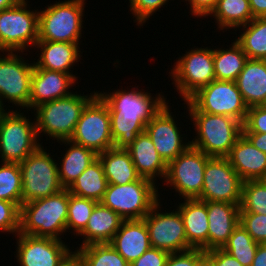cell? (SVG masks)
Here are the masks:
<instances>
[{"label": "cell", "instance_id": "6da1fadb", "mask_svg": "<svg viewBox=\"0 0 266 266\" xmlns=\"http://www.w3.org/2000/svg\"><path fill=\"white\" fill-rule=\"evenodd\" d=\"M134 89L97 93L109 108L114 148L126 149L139 133L145 131L147 123L167 103L160 93L152 97L145 90H138L137 87Z\"/></svg>", "mask_w": 266, "mask_h": 266}, {"label": "cell", "instance_id": "7a4b0ae2", "mask_svg": "<svg viewBox=\"0 0 266 266\" xmlns=\"http://www.w3.org/2000/svg\"><path fill=\"white\" fill-rule=\"evenodd\" d=\"M184 102L197 133L191 146L209 157H227L242 135L243 124L230 116L201 112L189 100Z\"/></svg>", "mask_w": 266, "mask_h": 266}, {"label": "cell", "instance_id": "3957f363", "mask_svg": "<svg viewBox=\"0 0 266 266\" xmlns=\"http://www.w3.org/2000/svg\"><path fill=\"white\" fill-rule=\"evenodd\" d=\"M69 191L27 202L20 207L19 233L61 240L67 232Z\"/></svg>", "mask_w": 266, "mask_h": 266}, {"label": "cell", "instance_id": "277c9868", "mask_svg": "<svg viewBox=\"0 0 266 266\" xmlns=\"http://www.w3.org/2000/svg\"><path fill=\"white\" fill-rule=\"evenodd\" d=\"M97 93H90L91 95L88 96L74 92L67 97L35 107L33 110H36L34 120H36L38 138L41 133H44L56 139L57 142L70 140L82 111Z\"/></svg>", "mask_w": 266, "mask_h": 266}, {"label": "cell", "instance_id": "5b68a950", "mask_svg": "<svg viewBox=\"0 0 266 266\" xmlns=\"http://www.w3.org/2000/svg\"><path fill=\"white\" fill-rule=\"evenodd\" d=\"M85 0L59 1L39 11L38 41L80 44Z\"/></svg>", "mask_w": 266, "mask_h": 266}, {"label": "cell", "instance_id": "8992f818", "mask_svg": "<svg viewBox=\"0 0 266 266\" xmlns=\"http://www.w3.org/2000/svg\"><path fill=\"white\" fill-rule=\"evenodd\" d=\"M155 184L143 177L125 185L108 184L101 203L123 220L143 219L160 200Z\"/></svg>", "mask_w": 266, "mask_h": 266}, {"label": "cell", "instance_id": "52a82bcc", "mask_svg": "<svg viewBox=\"0 0 266 266\" xmlns=\"http://www.w3.org/2000/svg\"><path fill=\"white\" fill-rule=\"evenodd\" d=\"M43 146L27 156L20 165L22 204L46 198L62 191L58 163Z\"/></svg>", "mask_w": 266, "mask_h": 266}, {"label": "cell", "instance_id": "ba28073f", "mask_svg": "<svg viewBox=\"0 0 266 266\" xmlns=\"http://www.w3.org/2000/svg\"><path fill=\"white\" fill-rule=\"evenodd\" d=\"M28 0L0 11V52L23 53L38 41L39 11L30 10ZM29 8V9H28Z\"/></svg>", "mask_w": 266, "mask_h": 266}, {"label": "cell", "instance_id": "9c48e42d", "mask_svg": "<svg viewBox=\"0 0 266 266\" xmlns=\"http://www.w3.org/2000/svg\"><path fill=\"white\" fill-rule=\"evenodd\" d=\"M35 121L18 110H9L0 121V158L2 162L21 163L35 152L39 143Z\"/></svg>", "mask_w": 266, "mask_h": 266}, {"label": "cell", "instance_id": "30bf717a", "mask_svg": "<svg viewBox=\"0 0 266 266\" xmlns=\"http://www.w3.org/2000/svg\"><path fill=\"white\" fill-rule=\"evenodd\" d=\"M180 56L170 76L176 91L183 101L188 100L199 89L207 86L215 79L213 49L193 48Z\"/></svg>", "mask_w": 266, "mask_h": 266}, {"label": "cell", "instance_id": "8fae6325", "mask_svg": "<svg viewBox=\"0 0 266 266\" xmlns=\"http://www.w3.org/2000/svg\"><path fill=\"white\" fill-rule=\"evenodd\" d=\"M70 140L97 155L114 147L109 108L98 95L82 111Z\"/></svg>", "mask_w": 266, "mask_h": 266}, {"label": "cell", "instance_id": "7c38bea8", "mask_svg": "<svg viewBox=\"0 0 266 266\" xmlns=\"http://www.w3.org/2000/svg\"><path fill=\"white\" fill-rule=\"evenodd\" d=\"M210 158L190 145L167 164L164 179L167 187L172 186L183 199H198L204 184V170Z\"/></svg>", "mask_w": 266, "mask_h": 266}, {"label": "cell", "instance_id": "4fadbf2b", "mask_svg": "<svg viewBox=\"0 0 266 266\" xmlns=\"http://www.w3.org/2000/svg\"><path fill=\"white\" fill-rule=\"evenodd\" d=\"M199 111L230 116L244 124L248 107L234 81L214 80L188 99Z\"/></svg>", "mask_w": 266, "mask_h": 266}, {"label": "cell", "instance_id": "5bb4252c", "mask_svg": "<svg viewBox=\"0 0 266 266\" xmlns=\"http://www.w3.org/2000/svg\"><path fill=\"white\" fill-rule=\"evenodd\" d=\"M160 200L143 218L152 248L169 253H181L193 249L188 243L182 217L178 209L161 212ZM160 209V210H159ZM160 211V212H159Z\"/></svg>", "mask_w": 266, "mask_h": 266}, {"label": "cell", "instance_id": "9a60e30c", "mask_svg": "<svg viewBox=\"0 0 266 266\" xmlns=\"http://www.w3.org/2000/svg\"><path fill=\"white\" fill-rule=\"evenodd\" d=\"M203 180L198 200L240 204L243 180L226 157H211L207 161Z\"/></svg>", "mask_w": 266, "mask_h": 266}, {"label": "cell", "instance_id": "2e32d148", "mask_svg": "<svg viewBox=\"0 0 266 266\" xmlns=\"http://www.w3.org/2000/svg\"><path fill=\"white\" fill-rule=\"evenodd\" d=\"M7 53L0 56V101L28 110L34 63H26L18 52Z\"/></svg>", "mask_w": 266, "mask_h": 266}, {"label": "cell", "instance_id": "e0dca14e", "mask_svg": "<svg viewBox=\"0 0 266 266\" xmlns=\"http://www.w3.org/2000/svg\"><path fill=\"white\" fill-rule=\"evenodd\" d=\"M168 104L166 103L145 127V131L166 164L191 145L190 141L186 142L187 140H183L181 137V131H179L177 121L170 112V105L168 106Z\"/></svg>", "mask_w": 266, "mask_h": 266}, {"label": "cell", "instance_id": "ac0fdd59", "mask_svg": "<svg viewBox=\"0 0 266 266\" xmlns=\"http://www.w3.org/2000/svg\"><path fill=\"white\" fill-rule=\"evenodd\" d=\"M16 258L20 266H58L71 251L63 240L17 233Z\"/></svg>", "mask_w": 266, "mask_h": 266}, {"label": "cell", "instance_id": "d6986e66", "mask_svg": "<svg viewBox=\"0 0 266 266\" xmlns=\"http://www.w3.org/2000/svg\"><path fill=\"white\" fill-rule=\"evenodd\" d=\"M78 77L59 71L38 68L34 64L31 91L29 98V111L35 107L56 99L71 95L69 89L75 85Z\"/></svg>", "mask_w": 266, "mask_h": 266}, {"label": "cell", "instance_id": "ffe728a7", "mask_svg": "<svg viewBox=\"0 0 266 266\" xmlns=\"http://www.w3.org/2000/svg\"><path fill=\"white\" fill-rule=\"evenodd\" d=\"M240 204L207 202L209 220L208 250L222 248L240 224Z\"/></svg>", "mask_w": 266, "mask_h": 266}, {"label": "cell", "instance_id": "44dd1931", "mask_svg": "<svg viewBox=\"0 0 266 266\" xmlns=\"http://www.w3.org/2000/svg\"><path fill=\"white\" fill-rule=\"evenodd\" d=\"M110 244L129 263L151 248L144 219L123 220Z\"/></svg>", "mask_w": 266, "mask_h": 266}, {"label": "cell", "instance_id": "7402d4cb", "mask_svg": "<svg viewBox=\"0 0 266 266\" xmlns=\"http://www.w3.org/2000/svg\"><path fill=\"white\" fill-rule=\"evenodd\" d=\"M177 209L183 220L187 243L193 249L208 251L207 201L184 199Z\"/></svg>", "mask_w": 266, "mask_h": 266}, {"label": "cell", "instance_id": "603a6c76", "mask_svg": "<svg viewBox=\"0 0 266 266\" xmlns=\"http://www.w3.org/2000/svg\"><path fill=\"white\" fill-rule=\"evenodd\" d=\"M243 181L259 180L266 174V154L242 134L226 157Z\"/></svg>", "mask_w": 266, "mask_h": 266}, {"label": "cell", "instance_id": "cb8c5ba5", "mask_svg": "<svg viewBox=\"0 0 266 266\" xmlns=\"http://www.w3.org/2000/svg\"><path fill=\"white\" fill-rule=\"evenodd\" d=\"M132 158L138 174L156 182V177L165 179L167 164L160 157L146 131L139 133L136 139L126 148Z\"/></svg>", "mask_w": 266, "mask_h": 266}, {"label": "cell", "instance_id": "d4e9b609", "mask_svg": "<svg viewBox=\"0 0 266 266\" xmlns=\"http://www.w3.org/2000/svg\"><path fill=\"white\" fill-rule=\"evenodd\" d=\"M235 82L248 108L266 105V60L248 59Z\"/></svg>", "mask_w": 266, "mask_h": 266}, {"label": "cell", "instance_id": "484cf974", "mask_svg": "<svg viewBox=\"0 0 266 266\" xmlns=\"http://www.w3.org/2000/svg\"><path fill=\"white\" fill-rule=\"evenodd\" d=\"M122 222L123 219L115 211L98 202L91 213L86 228L78 235L84 238L80 247L110 243Z\"/></svg>", "mask_w": 266, "mask_h": 266}, {"label": "cell", "instance_id": "4316f807", "mask_svg": "<svg viewBox=\"0 0 266 266\" xmlns=\"http://www.w3.org/2000/svg\"><path fill=\"white\" fill-rule=\"evenodd\" d=\"M80 44L68 42L37 41L40 56L34 64L38 68L73 74L69 70L81 57ZM80 52V53H79Z\"/></svg>", "mask_w": 266, "mask_h": 266}, {"label": "cell", "instance_id": "83f0119b", "mask_svg": "<svg viewBox=\"0 0 266 266\" xmlns=\"http://www.w3.org/2000/svg\"><path fill=\"white\" fill-rule=\"evenodd\" d=\"M97 157L108 184L125 185L141 178L127 149L113 147L99 153Z\"/></svg>", "mask_w": 266, "mask_h": 266}, {"label": "cell", "instance_id": "f1b7e54d", "mask_svg": "<svg viewBox=\"0 0 266 266\" xmlns=\"http://www.w3.org/2000/svg\"><path fill=\"white\" fill-rule=\"evenodd\" d=\"M66 144L67 151L58 164L59 180L64 189H67L74 180L86 170V168L97 158V154L82 145L71 140H61L59 143ZM68 145V146H67ZM61 166V167H60Z\"/></svg>", "mask_w": 266, "mask_h": 266}, {"label": "cell", "instance_id": "f546056e", "mask_svg": "<svg viewBox=\"0 0 266 266\" xmlns=\"http://www.w3.org/2000/svg\"><path fill=\"white\" fill-rule=\"evenodd\" d=\"M108 187L103 166L97 157L67 190L76 196L101 202Z\"/></svg>", "mask_w": 266, "mask_h": 266}, {"label": "cell", "instance_id": "4dcf8cb0", "mask_svg": "<svg viewBox=\"0 0 266 266\" xmlns=\"http://www.w3.org/2000/svg\"><path fill=\"white\" fill-rule=\"evenodd\" d=\"M247 60L248 57L237 41L226 50L213 48L215 79L235 82Z\"/></svg>", "mask_w": 266, "mask_h": 266}, {"label": "cell", "instance_id": "1f68e13d", "mask_svg": "<svg viewBox=\"0 0 266 266\" xmlns=\"http://www.w3.org/2000/svg\"><path fill=\"white\" fill-rule=\"evenodd\" d=\"M216 19L217 29H239L248 24L254 17L250 10L249 0H217L209 16Z\"/></svg>", "mask_w": 266, "mask_h": 266}, {"label": "cell", "instance_id": "d6a6232c", "mask_svg": "<svg viewBox=\"0 0 266 266\" xmlns=\"http://www.w3.org/2000/svg\"><path fill=\"white\" fill-rule=\"evenodd\" d=\"M235 40L240 44L248 59L266 60V17L253 18Z\"/></svg>", "mask_w": 266, "mask_h": 266}, {"label": "cell", "instance_id": "836d02e7", "mask_svg": "<svg viewBox=\"0 0 266 266\" xmlns=\"http://www.w3.org/2000/svg\"><path fill=\"white\" fill-rule=\"evenodd\" d=\"M259 244L239 224L221 248L236 258L243 266H251Z\"/></svg>", "mask_w": 266, "mask_h": 266}, {"label": "cell", "instance_id": "e575fe53", "mask_svg": "<svg viewBox=\"0 0 266 266\" xmlns=\"http://www.w3.org/2000/svg\"><path fill=\"white\" fill-rule=\"evenodd\" d=\"M85 266H130L110 243L77 247Z\"/></svg>", "mask_w": 266, "mask_h": 266}, {"label": "cell", "instance_id": "d590c367", "mask_svg": "<svg viewBox=\"0 0 266 266\" xmlns=\"http://www.w3.org/2000/svg\"><path fill=\"white\" fill-rule=\"evenodd\" d=\"M0 200L22 205V178L19 163L1 162Z\"/></svg>", "mask_w": 266, "mask_h": 266}, {"label": "cell", "instance_id": "8d00e7d4", "mask_svg": "<svg viewBox=\"0 0 266 266\" xmlns=\"http://www.w3.org/2000/svg\"><path fill=\"white\" fill-rule=\"evenodd\" d=\"M97 203L95 200L79 197L69 192L67 232L73 230L74 236L79 235L86 228Z\"/></svg>", "mask_w": 266, "mask_h": 266}, {"label": "cell", "instance_id": "74e56055", "mask_svg": "<svg viewBox=\"0 0 266 266\" xmlns=\"http://www.w3.org/2000/svg\"><path fill=\"white\" fill-rule=\"evenodd\" d=\"M240 212L266 215V185L259 180L243 181Z\"/></svg>", "mask_w": 266, "mask_h": 266}, {"label": "cell", "instance_id": "f35d334b", "mask_svg": "<svg viewBox=\"0 0 266 266\" xmlns=\"http://www.w3.org/2000/svg\"><path fill=\"white\" fill-rule=\"evenodd\" d=\"M240 225L258 244H266V215L240 212Z\"/></svg>", "mask_w": 266, "mask_h": 266}, {"label": "cell", "instance_id": "ab89813d", "mask_svg": "<svg viewBox=\"0 0 266 266\" xmlns=\"http://www.w3.org/2000/svg\"><path fill=\"white\" fill-rule=\"evenodd\" d=\"M20 207L13 202L0 200V231L19 233Z\"/></svg>", "mask_w": 266, "mask_h": 266}, {"label": "cell", "instance_id": "60d3db41", "mask_svg": "<svg viewBox=\"0 0 266 266\" xmlns=\"http://www.w3.org/2000/svg\"><path fill=\"white\" fill-rule=\"evenodd\" d=\"M130 12H132L137 26H142L149 18L154 15L169 0H129Z\"/></svg>", "mask_w": 266, "mask_h": 266}, {"label": "cell", "instance_id": "b9f144b4", "mask_svg": "<svg viewBox=\"0 0 266 266\" xmlns=\"http://www.w3.org/2000/svg\"><path fill=\"white\" fill-rule=\"evenodd\" d=\"M242 132L266 133V105L248 108Z\"/></svg>", "mask_w": 266, "mask_h": 266}, {"label": "cell", "instance_id": "7bdbcfd3", "mask_svg": "<svg viewBox=\"0 0 266 266\" xmlns=\"http://www.w3.org/2000/svg\"><path fill=\"white\" fill-rule=\"evenodd\" d=\"M206 257L202 249H191L181 253H170L165 266H200Z\"/></svg>", "mask_w": 266, "mask_h": 266}, {"label": "cell", "instance_id": "ee69618b", "mask_svg": "<svg viewBox=\"0 0 266 266\" xmlns=\"http://www.w3.org/2000/svg\"><path fill=\"white\" fill-rule=\"evenodd\" d=\"M169 254L165 250L151 247L137 260L133 261L130 266H165Z\"/></svg>", "mask_w": 266, "mask_h": 266}, {"label": "cell", "instance_id": "f6af8a7d", "mask_svg": "<svg viewBox=\"0 0 266 266\" xmlns=\"http://www.w3.org/2000/svg\"><path fill=\"white\" fill-rule=\"evenodd\" d=\"M206 258L214 266H243L236 258L225 252L221 248H214L205 251Z\"/></svg>", "mask_w": 266, "mask_h": 266}, {"label": "cell", "instance_id": "bcb514c9", "mask_svg": "<svg viewBox=\"0 0 266 266\" xmlns=\"http://www.w3.org/2000/svg\"><path fill=\"white\" fill-rule=\"evenodd\" d=\"M189 2L190 12L195 17H206L214 10L217 0H185Z\"/></svg>", "mask_w": 266, "mask_h": 266}, {"label": "cell", "instance_id": "7dc6e473", "mask_svg": "<svg viewBox=\"0 0 266 266\" xmlns=\"http://www.w3.org/2000/svg\"><path fill=\"white\" fill-rule=\"evenodd\" d=\"M254 147L266 154V133L242 132Z\"/></svg>", "mask_w": 266, "mask_h": 266}, {"label": "cell", "instance_id": "c3c4849f", "mask_svg": "<svg viewBox=\"0 0 266 266\" xmlns=\"http://www.w3.org/2000/svg\"><path fill=\"white\" fill-rule=\"evenodd\" d=\"M58 266H85L84 261L80 253L75 251H70Z\"/></svg>", "mask_w": 266, "mask_h": 266}, {"label": "cell", "instance_id": "681fc988", "mask_svg": "<svg viewBox=\"0 0 266 266\" xmlns=\"http://www.w3.org/2000/svg\"><path fill=\"white\" fill-rule=\"evenodd\" d=\"M249 5L254 18L266 17V0H249Z\"/></svg>", "mask_w": 266, "mask_h": 266}, {"label": "cell", "instance_id": "f907efd6", "mask_svg": "<svg viewBox=\"0 0 266 266\" xmlns=\"http://www.w3.org/2000/svg\"><path fill=\"white\" fill-rule=\"evenodd\" d=\"M251 266H266V244H259Z\"/></svg>", "mask_w": 266, "mask_h": 266}, {"label": "cell", "instance_id": "816d5d0a", "mask_svg": "<svg viewBox=\"0 0 266 266\" xmlns=\"http://www.w3.org/2000/svg\"><path fill=\"white\" fill-rule=\"evenodd\" d=\"M20 0H0V11L16 5Z\"/></svg>", "mask_w": 266, "mask_h": 266}, {"label": "cell", "instance_id": "f5cc1de1", "mask_svg": "<svg viewBox=\"0 0 266 266\" xmlns=\"http://www.w3.org/2000/svg\"><path fill=\"white\" fill-rule=\"evenodd\" d=\"M200 266H214L206 257L202 260Z\"/></svg>", "mask_w": 266, "mask_h": 266}, {"label": "cell", "instance_id": "db71d44e", "mask_svg": "<svg viewBox=\"0 0 266 266\" xmlns=\"http://www.w3.org/2000/svg\"><path fill=\"white\" fill-rule=\"evenodd\" d=\"M4 107H5L4 104H2L0 101V121H1L2 116L7 112L5 111Z\"/></svg>", "mask_w": 266, "mask_h": 266}, {"label": "cell", "instance_id": "11a10c76", "mask_svg": "<svg viewBox=\"0 0 266 266\" xmlns=\"http://www.w3.org/2000/svg\"><path fill=\"white\" fill-rule=\"evenodd\" d=\"M261 181L266 185V174L261 178Z\"/></svg>", "mask_w": 266, "mask_h": 266}]
</instances>
